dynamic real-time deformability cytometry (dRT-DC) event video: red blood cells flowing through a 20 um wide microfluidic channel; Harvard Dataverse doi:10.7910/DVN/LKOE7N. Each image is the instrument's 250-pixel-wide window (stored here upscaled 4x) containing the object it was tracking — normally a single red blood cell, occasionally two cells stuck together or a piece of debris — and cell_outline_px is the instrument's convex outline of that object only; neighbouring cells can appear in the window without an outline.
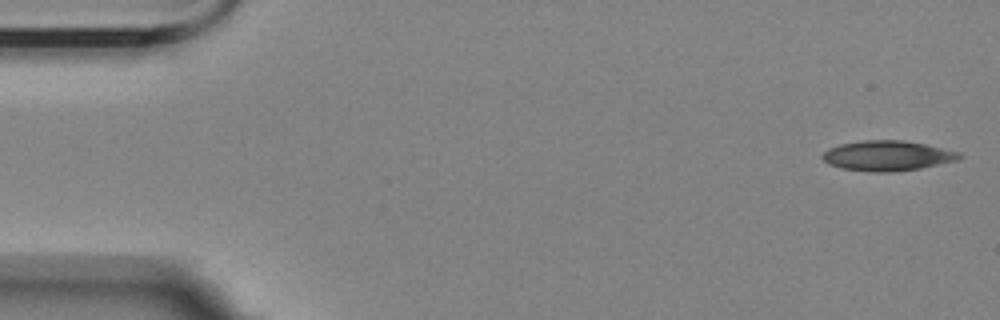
{"species": "Egyptian fruit bat (a non-hibernating species)", "species_latin": "Rousettus aegyptiacus", "temperature_condition": "room temperature", "stored_images_in_passage": 41, "camera_frame_rate_fps": 3000, "um_per_image_px": 0.085, "animal": {"sex": "female"}, "frame": {"image": 1, "passage_image": 1, "time_ms": 0.0, "image_size_px": [1000, 320], "cell_outline_px": [[964, 156], [960, 160], [920, 168], [892, 172], [876, 172], [840, 168], [828, 164], [820, 156], [828, 148], [840, 144], [864, 140], [904, 140], [924, 144], [960, 152]], "centroid_in_image_um": [75.44, 13.24], "position_along_channel_um": 9.6, "area_um2": 24.1}}
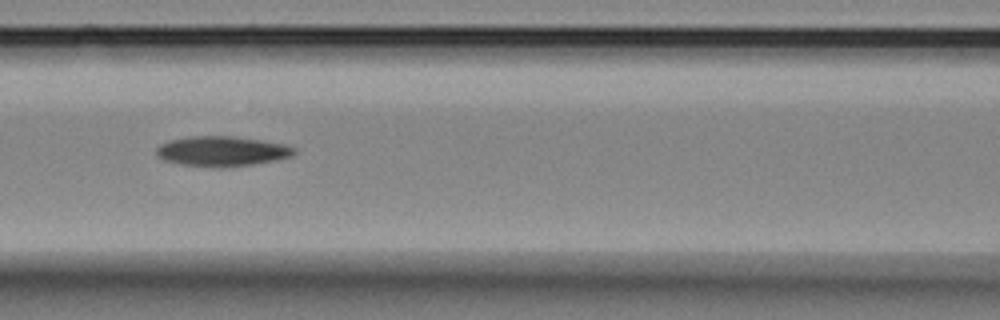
{"frame": {"image": 2, "passage_image": 23, "time_ms": 7.333, "image_size_px": [1000, 320], "cell_outline_px": [[296, 152], [292, 156], [276, 160], [252, 164], [180, 164], [164, 160], [156, 156], [156, 148], [160, 144], [172, 140], [192, 136], [232, 136], [260, 140], [284, 144], [296, 148]], "centroid_in_image_um": [18.88, 12.8], "position_along_channel_um": 147.7, "area_um2": 23.0}}
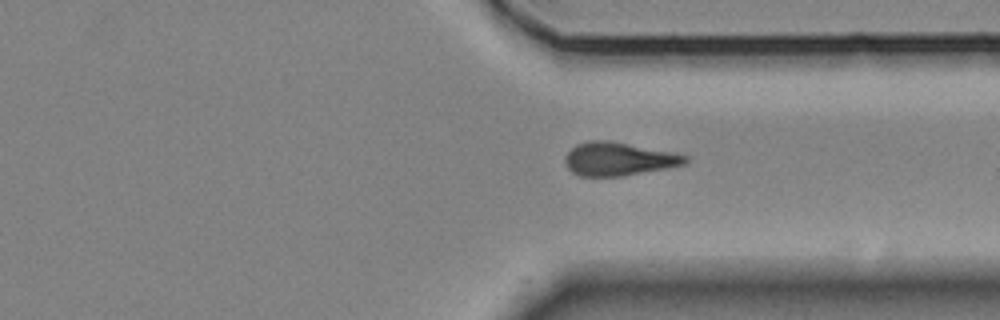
{"frame": {"image": 3, "passage_image": 41, "time_ms": 13.333, "image_size_px": [1000, 320], "cell_outline_px": [[688, 160], [684, 164], [668, 168], [620, 176], [580, 176], [572, 172], [568, 168], [564, 160], [564, 156], [576, 144], [592, 140], [608, 140], [688, 156]], "centroid_in_image_um": [52.52, 13.52], "position_along_channel_um": 358.9, "area_um2": 22.95}}